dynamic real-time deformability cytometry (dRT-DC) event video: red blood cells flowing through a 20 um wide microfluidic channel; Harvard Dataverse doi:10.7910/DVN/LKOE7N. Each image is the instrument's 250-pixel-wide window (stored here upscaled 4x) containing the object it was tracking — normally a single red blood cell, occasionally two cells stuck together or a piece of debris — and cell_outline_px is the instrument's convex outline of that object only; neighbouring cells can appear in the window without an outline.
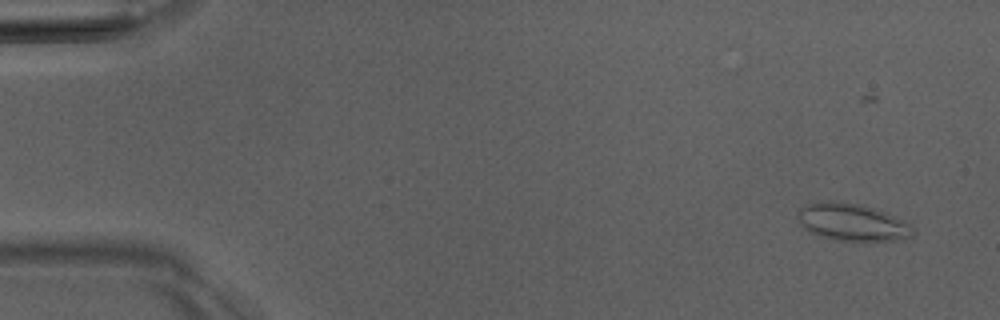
{"species": "Egyptian fruit bat (a non-hibernating species)", "species_latin": "Rousettus aegyptiacus", "temperature_condition": "room temperature", "stored_images_in_passage": 5, "camera_frame_rate_fps": 3000, "um_per_image_px": 0.085, "animal": {"sex": "male"}, "frame": {"image": 1, "passage_image": 1, "time_ms": 0.0, "image_size_px": [1000, 320], "cell_outline_px": [[916, 232], [908, 240], [860, 244], [832, 240], [808, 232], [800, 224], [796, 216], [800, 208], [804, 204], [828, 200], [856, 204], [872, 208], [904, 220], [916, 228]], "centroid_in_image_um": [72.48, 18.97], "position_along_channel_um": 12.5, "area_um2": 26.3}}
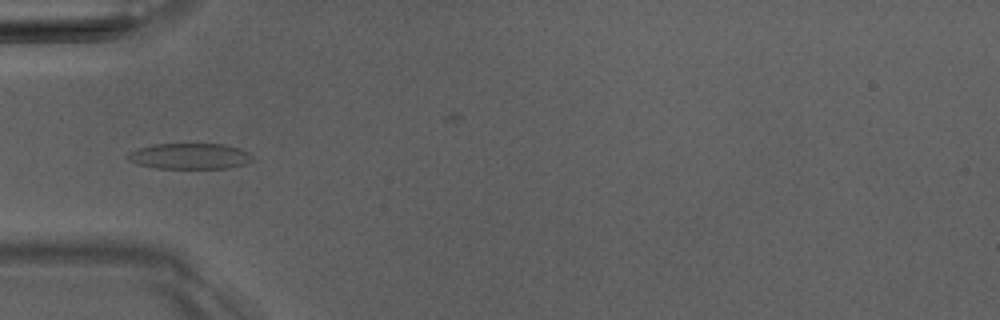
{"frame": {"image": 2, "passage_image": 5, "time_ms": 4.667, "image_size_px": [1000, 320], "cell_outline_px": [[252, 160], [244, 164], [228, 168], [156, 168], [136, 164], [128, 160], [124, 156], [128, 152], [140, 148], [156, 144], [224, 144], [240, 148], [248, 152], [252, 156]], "centroid_in_image_um": [16.1, 13.27], "position_along_channel_um": 68.9, "area_um2": 18.79}}